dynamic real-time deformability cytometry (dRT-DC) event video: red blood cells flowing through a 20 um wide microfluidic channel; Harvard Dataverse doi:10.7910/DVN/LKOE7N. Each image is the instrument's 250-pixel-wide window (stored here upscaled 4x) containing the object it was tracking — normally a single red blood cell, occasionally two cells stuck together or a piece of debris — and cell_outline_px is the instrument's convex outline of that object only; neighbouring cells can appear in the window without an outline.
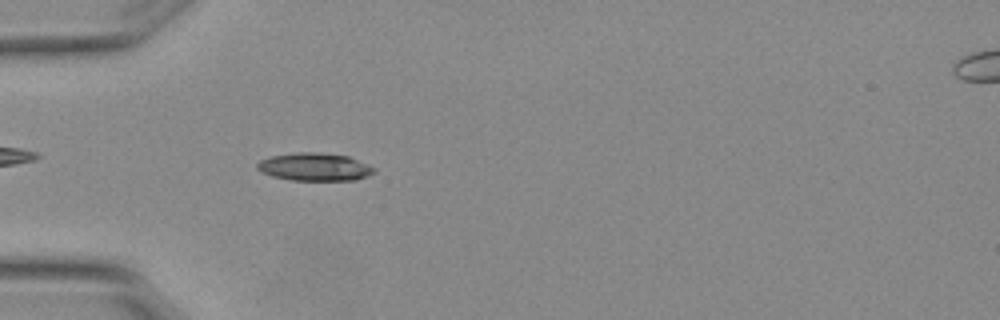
{"species": "Egyptian fruit bat (a non-hibernating species)", "species_latin": "Rousettus aegyptiacus", "temperature_condition": "warm", "stored_images_in_passage": 4, "camera_frame_rate_fps": 3000, "um_per_image_px": 0.085, "animal": {"sex": "female"}, "frame": {"image": 1, "passage_image": 4, "time_ms": 1.0, "image_size_px": [1000, 320], "cell_outline_px": [[376, 172], [368, 176], [356, 180], [292, 180], [272, 176], [256, 168], [256, 164], [260, 160], [272, 156], [296, 152], [316, 152], [348, 156], [376, 168]], "centroid_in_image_um": [26.77, 14.19], "position_along_channel_um": 58.2, "area_um2": 18.9}}